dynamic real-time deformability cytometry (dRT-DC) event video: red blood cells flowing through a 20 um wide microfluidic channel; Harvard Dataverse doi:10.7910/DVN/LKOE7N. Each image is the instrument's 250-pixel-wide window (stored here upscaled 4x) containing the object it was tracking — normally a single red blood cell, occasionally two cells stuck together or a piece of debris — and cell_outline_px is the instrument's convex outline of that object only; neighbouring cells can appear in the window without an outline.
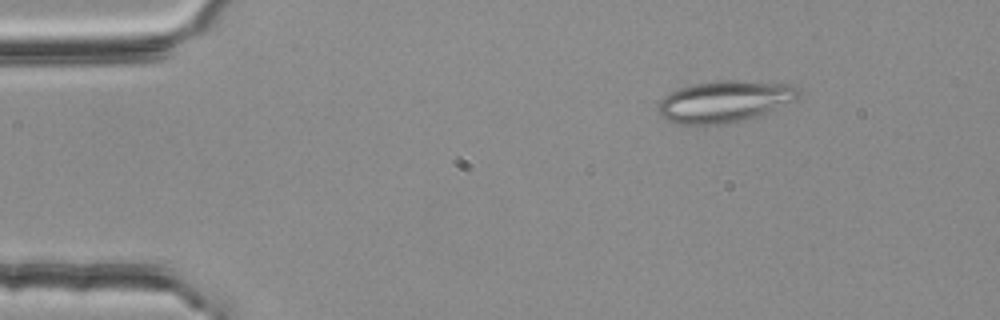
{"species": "common noctule bat (a hibernating species)", "species_latin": "Nyctalus noctula", "temperature_condition": "room temperature", "stored_images_in_passage": 48, "camera_frame_rate_fps": 3000, "um_per_image_px": 0.085, "animal": {"sex": "female", "body_mass_g": 25.1}, "frame": {"image": 1, "passage_image": 2, "time_ms": 0.333, "image_size_px": [1000, 320], "cell_outline_px": [[800, 96], [796, 100], [756, 116], [728, 124], [680, 124], [668, 120], [660, 116], [656, 104], [664, 96], [680, 88], [692, 84], [720, 80], [740, 80], [792, 84], [800, 92]], "centroid_in_image_um": [61.58, 8.61], "position_along_channel_um": 23.4, "area_um2": 33.99}}
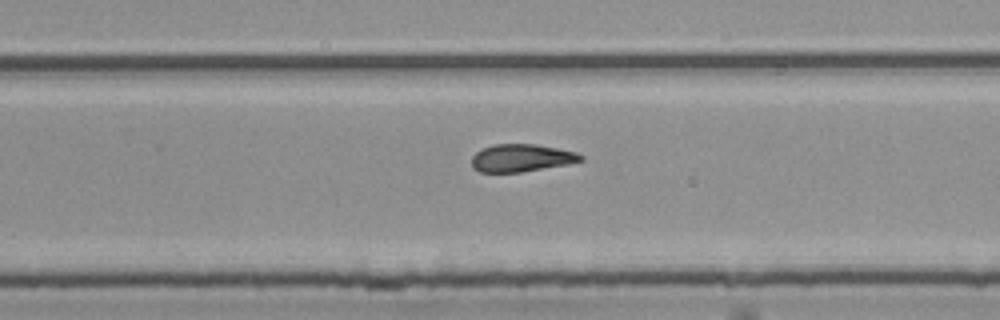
{"frame": {"image": 2, "passage_image": 29, "time_ms": 9.333, "image_size_px": [1000, 320], "cell_outline_px": [[584, 160], [568, 164], [520, 172], [480, 172], [472, 168], [472, 156], [476, 152], [492, 144], [536, 144], [576, 152], [584, 156]], "centroid_in_image_um": [44.32, 13.42], "position_along_channel_um": 285.5, "area_um2": 17.51}}
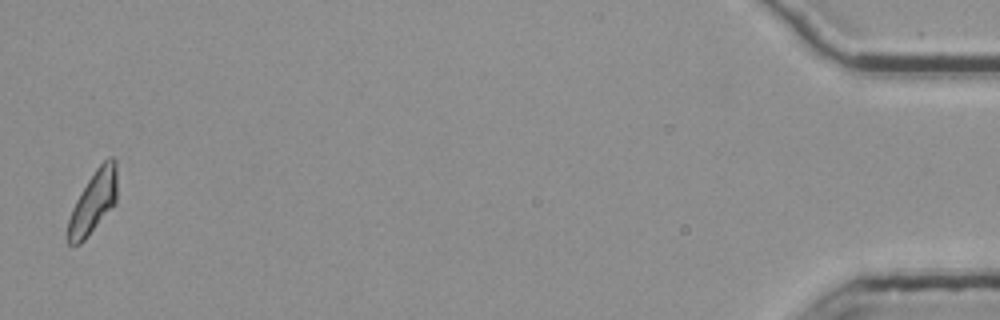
{"frame": {"image": 3, "passage_image": 48, "time_ms": 15.667, "image_size_px": [1000, 320], "cell_outline_px": [[116, 204], [88, 236], [80, 244], [68, 244], [68, 220], [72, 208], [80, 192], [96, 168], [108, 156], [112, 156], [116, 160]], "centroid_in_image_um": [7.94, 17.16], "position_along_channel_um": 427.3, "area_um2": 17.86}, "authors_computed_cell_mechanics": {"area_um2": 18.2937, "velocity_mm_per_s": 3.7691, "shape_relaxation_time_tau1_ms": null, "shape_relaxation_time_tau2_ms": 4.0679, "deformation_change_tau1": null, "deformation_change_tau2": 0.1295}}